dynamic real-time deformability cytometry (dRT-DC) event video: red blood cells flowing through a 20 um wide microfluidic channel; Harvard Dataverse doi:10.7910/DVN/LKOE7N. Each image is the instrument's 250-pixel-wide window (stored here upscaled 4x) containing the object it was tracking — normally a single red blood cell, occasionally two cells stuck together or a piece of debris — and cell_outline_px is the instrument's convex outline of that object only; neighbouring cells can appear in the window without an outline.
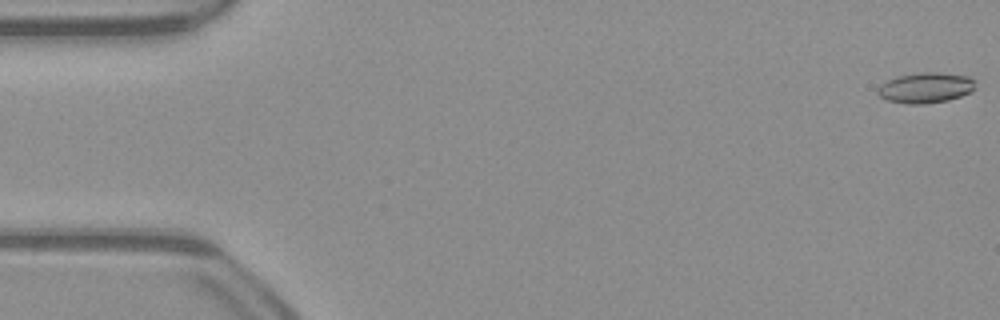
{"species": "common noctule bat (a hibernating species)", "species_latin": "Nyctalus noctula", "temperature_condition": "warm", "stored_images_in_passage": 52, "camera_frame_rate_fps": 3000, "um_per_image_px": 0.085, "animal": {"sex": "male", "body_mass_g": 23.1, "forearm_length_mm": 52.7}, "frame": {"image": 1, "passage_image": 1, "time_ms": 0.0, "image_size_px": [1000, 320], "cell_outline_px": [[976, 88], [972, 92], [948, 100], [924, 104], [904, 104], [888, 100], [880, 96], [876, 92], [876, 88], [880, 84], [896, 76], [920, 72], [936, 72], [968, 76], [976, 80]], "centroid_in_image_um": [78.68, 7.46], "position_along_channel_um": 6.3, "area_um2": 17.63}}
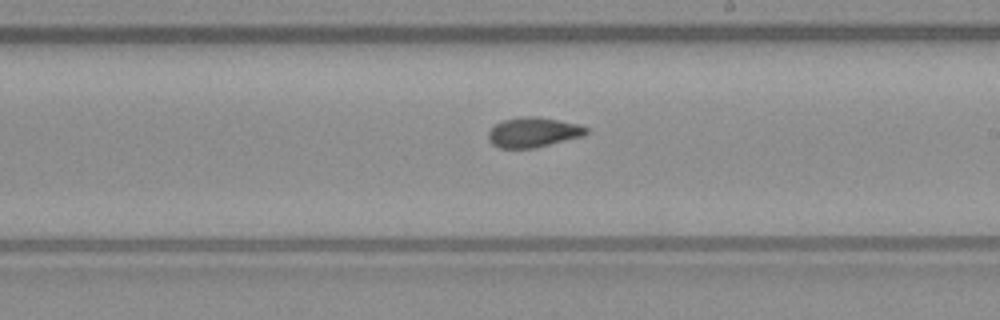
{"frame": {"image": 2, "passage_image": 30, "time_ms": 9.667, "image_size_px": [1000, 320], "cell_outline_px": [[588, 132], [584, 136], [536, 148], [500, 148], [492, 144], [488, 140], [488, 132], [496, 124], [504, 120], [520, 116], [536, 116], [580, 124], [588, 128]], "centroid_in_image_um": [45.35, 11.25], "position_along_channel_um": 243.7, "area_um2": 17.22}}
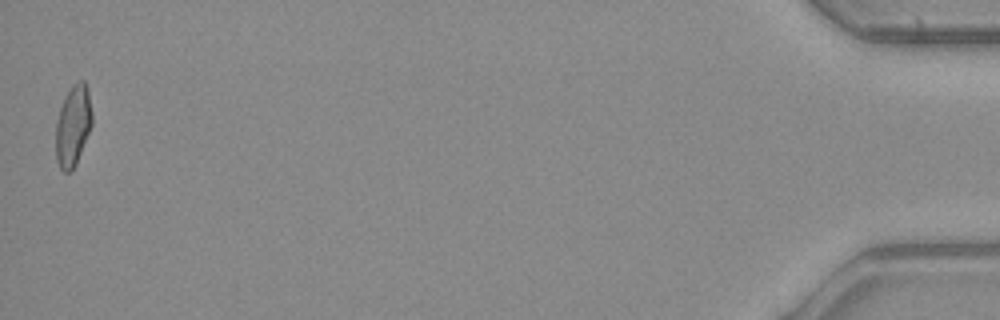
{"frame": {"image": 3, "passage_image": 52, "time_ms": 17.0, "image_size_px": [1000, 320], "cell_outline_px": [[92, 124], [76, 164], [68, 172], [64, 172], [60, 168], [56, 160], [56, 120], [60, 108], [72, 84], [80, 80], [84, 80], [88, 92], [92, 112]], "centroid_in_image_um": [6.2, 10.69], "position_along_channel_um": 429.0, "area_um2": 16.88}, "authors_computed_cell_mechanics": {"area_um2": 16.9065, "velocity_mm_per_s": 3.9691, "shape_relaxation_time_tau1_ms": 9.5739, "shape_relaxation_time_tau2_ms": 2.5862, "deformation_change_tau1": 0.2198, "deformation_change_tau2": 0.0929}}